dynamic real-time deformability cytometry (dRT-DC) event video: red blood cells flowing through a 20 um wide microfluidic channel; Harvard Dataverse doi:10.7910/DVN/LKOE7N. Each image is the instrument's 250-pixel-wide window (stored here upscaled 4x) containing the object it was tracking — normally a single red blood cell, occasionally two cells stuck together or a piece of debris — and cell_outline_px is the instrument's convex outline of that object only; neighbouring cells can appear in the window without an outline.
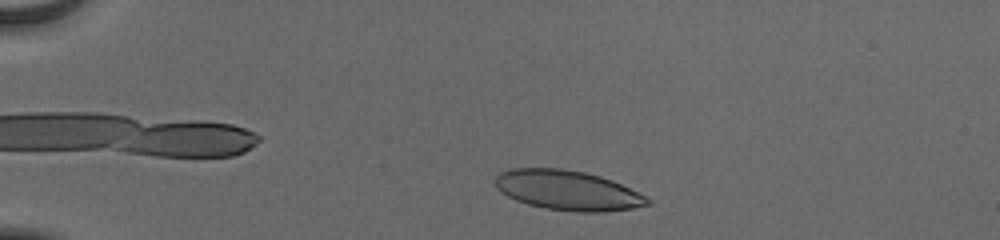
{"species": "human", "species_latin": "Homo sapiens", "temperature_condition": "cold", "stored_images_in_passage": 46, "camera_frame_rate_fps": 3000, "um_per_image_px": 0.085, "donor": {"sex": "male"}, "frame": {"image": 1, "passage_image": 4, "time_ms": 1.0, "image_size_px": [1000, 240], "cell_outline_px": [[652, 204], [632, 208], [604, 212], [576, 212], [544, 208], [528, 204], [516, 200], [500, 192], [496, 188], [496, 176], [500, 172], [512, 168], [560, 168], [584, 172], [600, 176], [612, 180], [648, 196], [652, 200]], "centroid_in_image_um": [48.28, 16.18], "position_along_channel_um": 36.7, "area_um2": 35.49}}
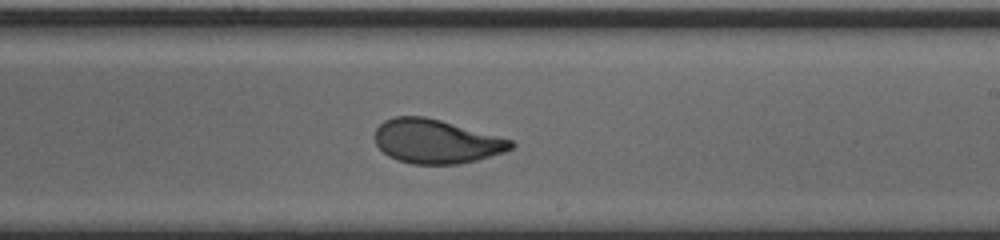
{"frame": {"image": 2, "passage_image": 26, "time_ms": 8.333, "image_size_px": [1000, 240], "cell_outline_px": [[516, 144], [512, 148], [504, 152], [476, 160], [460, 164], [412, 164], [396, 160], [388, 156], [376, 144], [376, 128], [384, 120], [392, 116], [424, 116], [440, 120], [512, 140]], "centroid_in_image_um": [37.05, 12.02], "position_along_channel_um": 251.9, "area_um2": 34.74}}
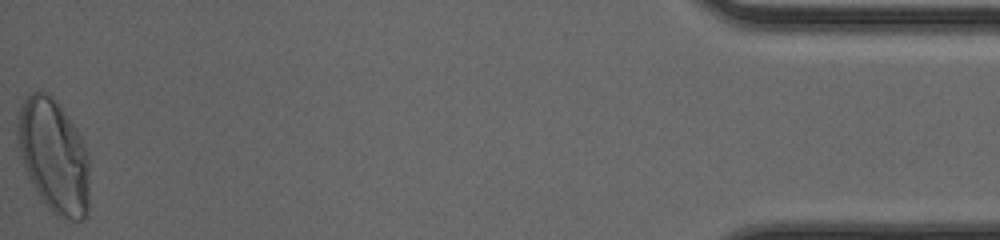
{"frame": {"image": 3, "passage_image": 46, "time_ms": 15.0, "image_size_px": [1000, 240], "cell_outline_px": [[88, 208], [84, 220], [68, 220], [52, 212], [48, 208], [32, 184], [28, 176], [20, 156], [16, 136], [16, 128], [20, 104], [32, 92], [48, 92], [60, 104], [80, 136], [84, 144], [88, 156]], "centroid_in_image_um": [4.55, 13.24], "position_along_channel_um": 430.7, "area_um2": 47.63}, "authors_computed_cell_mechanics": {"area_um2": 35.5181, "velocity_mm_per_s": 3.8789, "shape_relaxation_time_tau1_ms": 5.506, "shape_relaxation_time_tau2_ms": 0.7944, "deformation_change_tau1": 0.2095, "deformation_change_tau2": 0.0601}}